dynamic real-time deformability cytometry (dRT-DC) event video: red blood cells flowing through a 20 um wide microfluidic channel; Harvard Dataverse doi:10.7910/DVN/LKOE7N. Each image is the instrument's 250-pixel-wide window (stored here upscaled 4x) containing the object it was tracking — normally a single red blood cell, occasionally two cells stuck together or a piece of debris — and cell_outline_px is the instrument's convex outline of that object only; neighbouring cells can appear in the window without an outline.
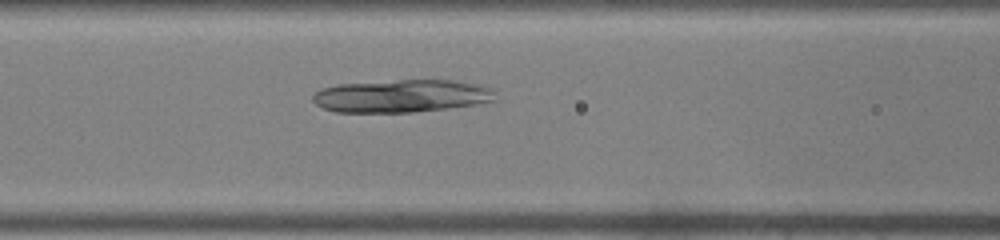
{"species": "common noctule bat (a hibernating species)", "species_latin": "Nyctalus noctula", "temperature_condition": "warm", "stored_images_in_passage": 39, "camera_frame_rate_fps": 3000, "um_per_image_px": 0.085, "animal": {"sex": "male", "body_mass_g": 19.0, "forearm_length_mm": 50.8}, "frame": {"image": 1, "passage_image": 14, "time_ms": 4.333, "image_size_px": [1000, 240], "cell_outline_px": [[496, 100], [476, 104], [448, 108], [412, 112], [336, 112], [324, 108], [316, 104], [312, 100], [312, 96], [320, 88], [340, 84], [400, 80], [456, 80], [480, 84], [492, 88], [496, 92]], "centroid_in_image_um": [34.17, 8.15], "position_along_channel_um": 132.4, "area_um2": 34.97}}
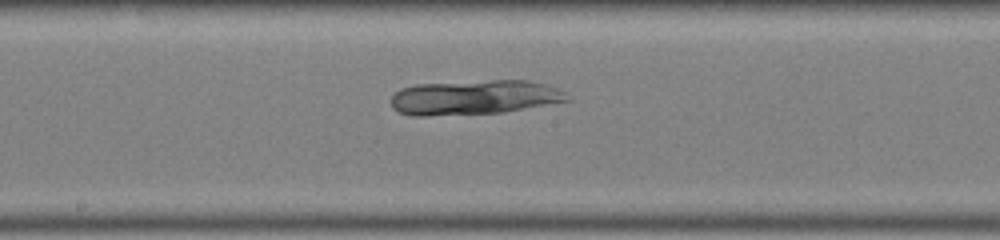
{"frame": {"image": 2, "passage_image": 19, "time_ms": 6.0, "image_size_px": [1000, 240], "cell_outline_px": [[572, 100], [500, 112], [428, 116], [412, 116], [400, 112], [392, 108], [392, 96], [400, 88], [416, 84], [492, 80], [528, 80], [544, 84], [556, 88], [564, 92]], "centroid_in_image_um": [40.28, 8.27], "position_along_channel_um": 207.9, "area_um2": 35.32}}
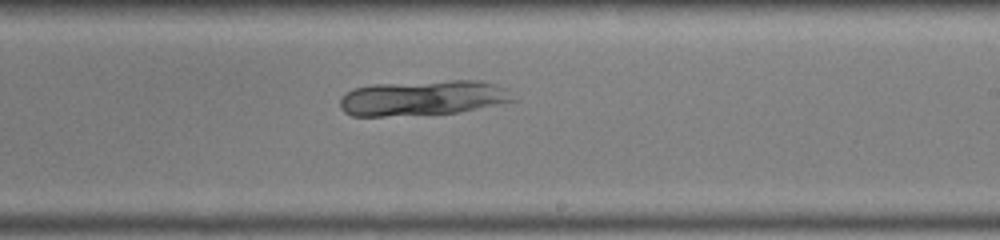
{"frame": {"image": 3, "passage_image": 22, "time_ms": 7.0, "image_size_px": [1000, 240], "cell_outline_px": [[516, 100], [456, 112], [384, 116], [352, 116], [344, 112], [340, 108], [340, 96], [352, 88], [372, 84], [452, 80], [480, 80], [496, 84], [504, 88]], "centroid_in_image_um": [35.85, 8.31], "position_along_channel_um": 253.1, "area_um2": 35.26}}